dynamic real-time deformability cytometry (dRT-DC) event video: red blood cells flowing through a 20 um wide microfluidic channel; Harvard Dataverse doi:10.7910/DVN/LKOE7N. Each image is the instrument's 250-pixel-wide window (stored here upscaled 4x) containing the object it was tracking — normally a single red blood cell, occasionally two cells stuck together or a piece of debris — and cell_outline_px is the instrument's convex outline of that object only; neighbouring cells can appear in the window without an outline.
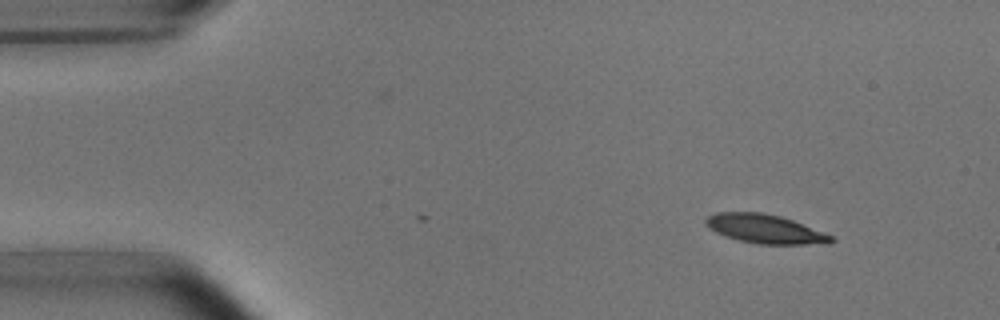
{"species": "common noctule bat (a hibernating species)", "species_latin": "Nyctalus noctula", "temperature_condition": "room temperature", "stored_images_in_passage": 2, "camera_frame_rate_fps": 3000, "um_per_image_px": 0.085, "animal": {"sex": "male", "body_mass_g": 15.6}, "frame": {"image": 1, "passage_image": 2, "time_ms": 1.333, "image_size_px": [1000, 320], "cell_outline_px": [[836, 240], [832, 244], [760, 244], [740, 240], [716, 232], [708, 228], [704, 220], [708, 216], [716, 212], [760, 212], [780, 216], [792, 220], [832, 236]], "centroid_in_image_um": [65.04, 19.46], "position_along_channel_um": 20.0, "area_um2": 20.92}}